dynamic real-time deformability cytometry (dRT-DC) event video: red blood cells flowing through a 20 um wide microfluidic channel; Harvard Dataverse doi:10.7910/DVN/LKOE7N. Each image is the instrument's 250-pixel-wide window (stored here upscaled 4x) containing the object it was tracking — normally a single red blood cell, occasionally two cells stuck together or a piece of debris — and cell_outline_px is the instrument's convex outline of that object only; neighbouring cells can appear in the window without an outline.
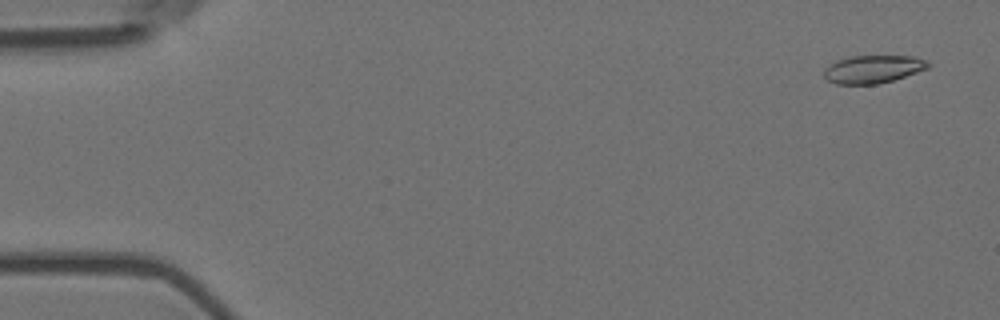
{"species": "Egyptian fruit bat (a non-hibernating species)", "species_latin": "Rousettus aegyptiacus", "temperature_condition": "room temperature", "stored_images_in_passage": 55, "camera_frame_rate_fps": 3000, "um_per_image_px": 0.085, "animal": {"sex": "female"}, "frame": {"image": 1, "passage_image": 1, "time_ms": 0.0, "image_size_px": [1000, 320], "cell_outline_px": [[932, 64], [928, 68], [892, 80], [876, 84], [836, 84], [828, 80], [824, 76], [824, 68], [836, 60], [848, 56], [912, 56], [928, 60]], "centroid_in_image_um": [74.2, 5.86], "position_along_channel_um": 10.8, "area_um2": 16.94}}
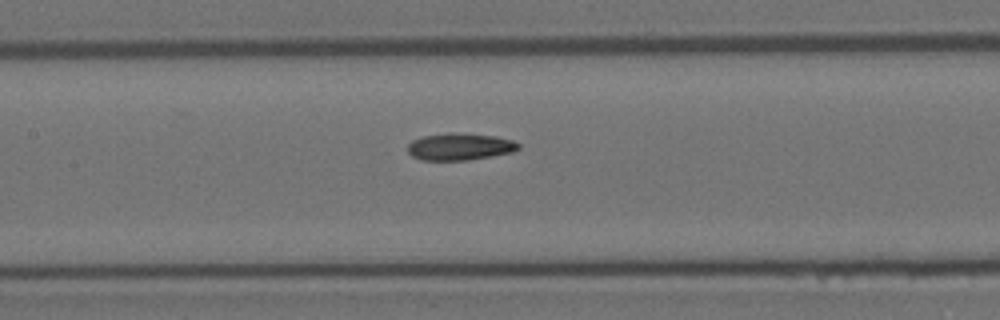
{"frame": {"image": 2, "passage_image": 25, "time_ms": 8.0, "image_size_px": [1000, 320], "cell_outline_px": [[520, 148], [512, 152], [468, 160], [420, 160], [412, 156], [408, 152], [408, 144], [412, 140], [424, 136], [496, 136], [512, 140], [520, 144]], "centroid_in_image_um": [39.09, 12.53], "position_along_channel_um": 168.3, "area_um2": 16.36}}
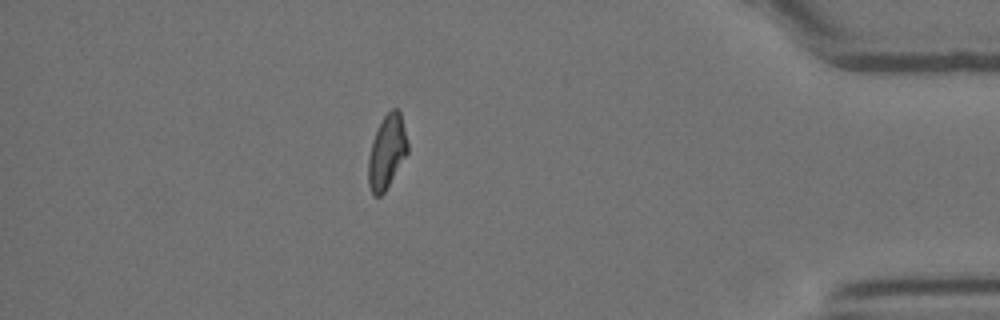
{"frame": {"image": 3, "passage_image": 48, "time_ms": 15.667, "image_size_px": [1000, 320], "cell_outline_px": [[408, 152], [384, 192], [380, 196], [372, 196], [368, 184], [368, 160], [372, 140], [384, 116], [392, 108], [396, 108], [400, 112], [408, 144]], "centroid_in_image_um": [32.87, 12.93], "position_along_channel_um": 402.3, "area_um2": 16.65}, "authors_computed_cell_mechanics": {"area_um2": 17.1088, "velocity_mm_per_s": 3.6073, "shape_relaxation_time_tau1_ms": null, "shape_relaxation_time_tau2_ms": 4.7855, "deformation_change_tau1": null, "deformation_change_tau2": 0.1233}}